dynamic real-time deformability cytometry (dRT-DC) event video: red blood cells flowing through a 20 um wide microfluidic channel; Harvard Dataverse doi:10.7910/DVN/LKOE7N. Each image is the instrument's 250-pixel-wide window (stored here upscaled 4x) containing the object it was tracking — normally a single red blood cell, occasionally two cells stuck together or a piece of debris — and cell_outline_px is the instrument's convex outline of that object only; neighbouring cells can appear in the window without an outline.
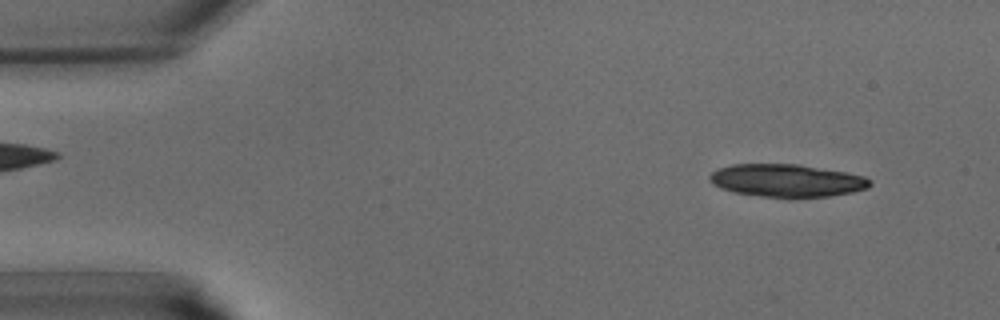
{"species": "common noctule bat (a hibernating species)", "species_latin": "Nyctalus noctula", "temperature_condition": "warm", "stored_images_in_passage": 33, "camera_frame_rate_fps": 3000, "um_per_image_px": 0.085, "animal": {"sex": "male", "body_mass_g": 15.6}, "frame": {"image": 1, "passage_image": 3, "time_ms": 0.667, "image_size_px": [1000, 320], "cell_outline_px": [[872, 184], [868, 188], [852, 192], [828, 196], [792, 200], [788, 200], [760, 196], [736, 192], [720, 188], [712, 184], [708, 180], [708, 176], [716, 168], [732, 164], [800, 164], [844, 172], [864, 176], [872, 180]], "centroid_in_image_um": [66.86, 15.37], "position_along_channel_um": 18.1, "area_um2": 31.39}}
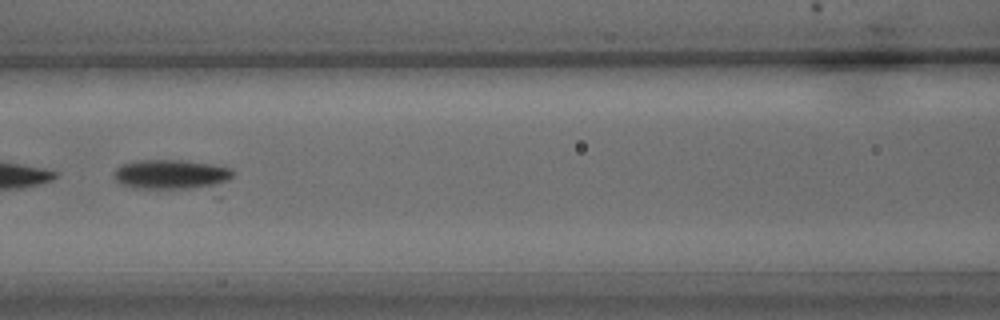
{"frame": {"image": 2, "passage_image": 17, "time_ms": 5.333, "image_size_px": [1000, 320], "cell_outline_px": [[232, 176], [220, 200], [136, 188], [120, 184], [112, 176], [112, 172], [120, 164], [132, 160], [180, 160], [212, 164], [232, 168]], "centroid_in_image_um": [14.9, 15.07], "position_along_channel_um": 151.7, "area_um2": 25.26}}
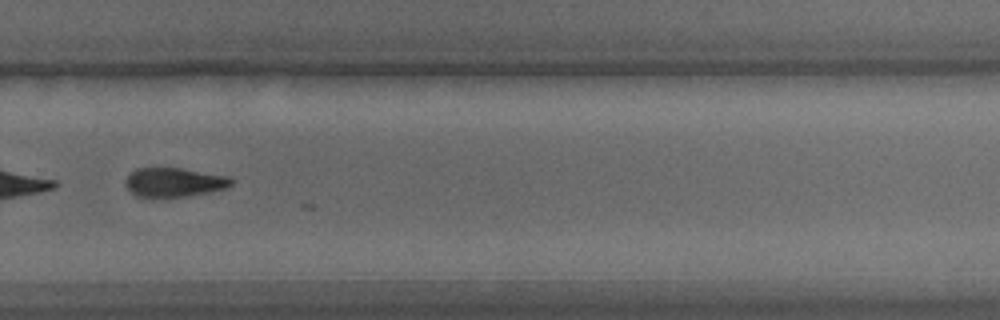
{"frame": {"image": 3, "passage_image": 27, "time_ms": 8.667, "image_size_px": [1000, 320], "cell_outline_px": [[232, 184], [224, 188], [208, 192], [184, 196], [136, 196], [124, 184], [124, 180], [136, 168], [180, 168], [228, 176], [232, 180]], "centroid_in_image_um": [14.77, 15.48], "position_along_channel_um": 315.0, "area_um2": 17.51}}